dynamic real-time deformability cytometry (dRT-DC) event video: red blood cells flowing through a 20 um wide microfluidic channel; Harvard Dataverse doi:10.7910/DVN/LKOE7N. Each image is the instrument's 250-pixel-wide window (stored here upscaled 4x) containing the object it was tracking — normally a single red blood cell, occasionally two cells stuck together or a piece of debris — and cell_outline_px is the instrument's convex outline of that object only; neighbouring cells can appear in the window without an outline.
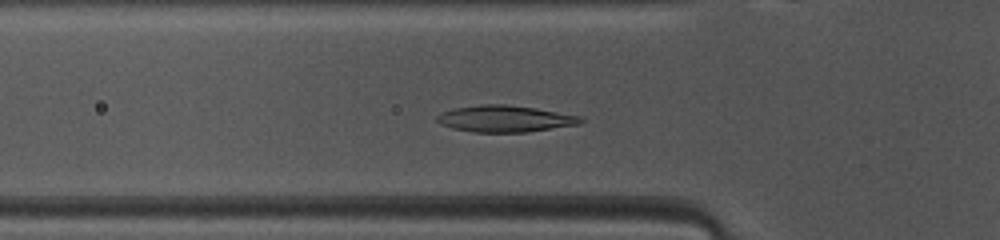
{"species": "common noctule bat (a hibernating species)", "species_latin": "Nyctalus noctula", "temperature_condition": "warm", "stored_images_in_passage": 38, "camera_frame_rate_fps": 3000, "um_per_image_px": 0.085, "animal": {"sex": "female", "body_mass_g": 10.0, "forearm_length_mm": 53.1}, "frame": {"image": 1, "passage_image": 5, "time_ms": 1.333, "image_size_px": [1000, 240], "cell_outline_px": [[584, 120], [580, 124], [524, 132], [472, 132], [452, 128], [440, 124], [436, 120], [436, 116], [452, 108], [480, 104], [504, 104], [536, 108], [584, 116]], "centroid_in_image_um": [42.93, 10.08], "position_along_channel_um": 82.9, "area_um2": 22.37}}
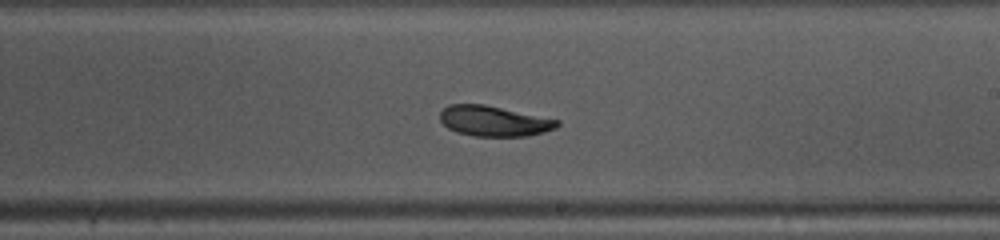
{"frame": {"image": 2, "passage_image": 17, "time_ms": 5.333, "image_size_px": [1000, 240], "cell_outline_px": [[560, 124], [556, 128], [544, 132], [528, 136], [476, 136], [456, 132], [448, 128], [440, 120], [440, 112], [448, 104], [484, 104], [560, 120]], "centroid_in_image_um": [41.99, 10.29], "position_along_channel_um": 247.0, "area_um2": 20.75}}
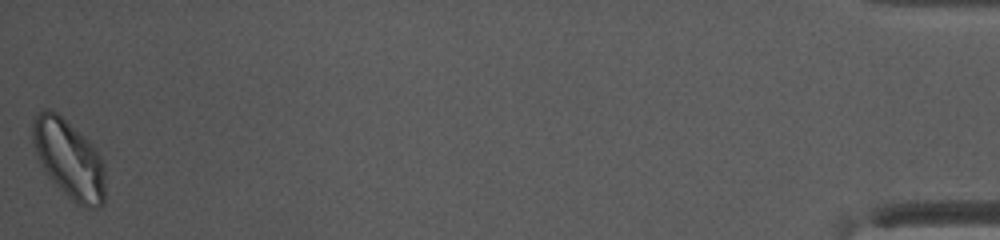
{"frame": {"image": 3, "passage_image": 38, "time_ms": 12.333, "image_size_px": [1000, 240], "cell_outline_px": [[104, 204], [100, 208], [84, 208], [76, 204], [48, 176], [32, 144], [32, 120], [36, 112], [44, 108], [52, 108], [84, 136], [100, 156], [104, 168]], "centroid_in_image_um": [5.84, 13.5], "position_along_channel_um": 429.4, "area_um2": 33.12}, "authors_computed_cell_mechanics": {"area_um2": 22.0507, "velocity_mm_per_s": 4.0869, "shape_relaxation_time_tau1_ms": 2.7012, "shape_relaxation_time_tau2_ms": null, "deformation_change_tau1": 0.1013, "deformation_change_tau2": null}}